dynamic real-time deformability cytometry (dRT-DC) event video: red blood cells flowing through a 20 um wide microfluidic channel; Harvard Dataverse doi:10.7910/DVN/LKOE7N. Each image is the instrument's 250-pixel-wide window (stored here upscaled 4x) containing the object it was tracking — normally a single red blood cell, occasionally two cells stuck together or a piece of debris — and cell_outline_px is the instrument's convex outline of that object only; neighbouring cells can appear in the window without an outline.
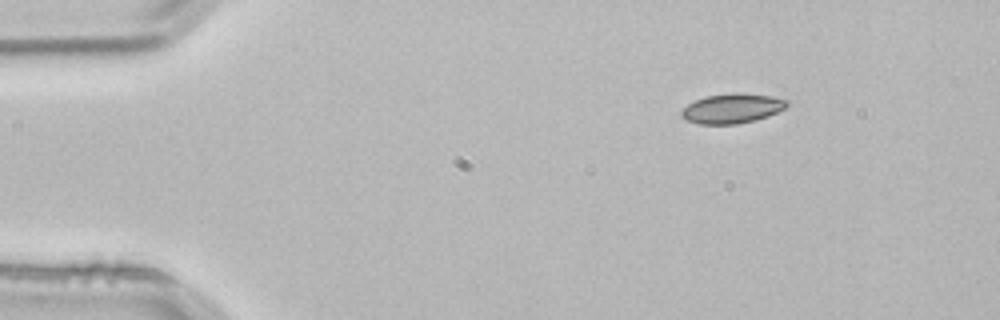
{"species": "common noctule bat (a hibernating species)", "species_latin": "Nyctalus noctula", "temperature_condition": "room temperature", "stored_images_in_passage": 2, "camera_frame_rate_fps": 3000, "um_per_image_px": 0.085, "animal": {"sex": "male", "body_mass_g": 21.5, "forearm_length_mm": 52.0}, "frame": {"image": 1, "passage_image": 1, "time_ms": 0.0, "image_size_px": [1000, 320], "cell_outline_px": [[792, 100], [784, 108], [768, 116], [756, 120], [736, 124], [700, 124], [688, 120], [680, 116], [680, 112], [688, 104], [704, 96], [772, 96]], "centroid_in_image_um": [62.23, 9.27], "position_along_channel_um": 22.8, "area_um2": 17.34}}